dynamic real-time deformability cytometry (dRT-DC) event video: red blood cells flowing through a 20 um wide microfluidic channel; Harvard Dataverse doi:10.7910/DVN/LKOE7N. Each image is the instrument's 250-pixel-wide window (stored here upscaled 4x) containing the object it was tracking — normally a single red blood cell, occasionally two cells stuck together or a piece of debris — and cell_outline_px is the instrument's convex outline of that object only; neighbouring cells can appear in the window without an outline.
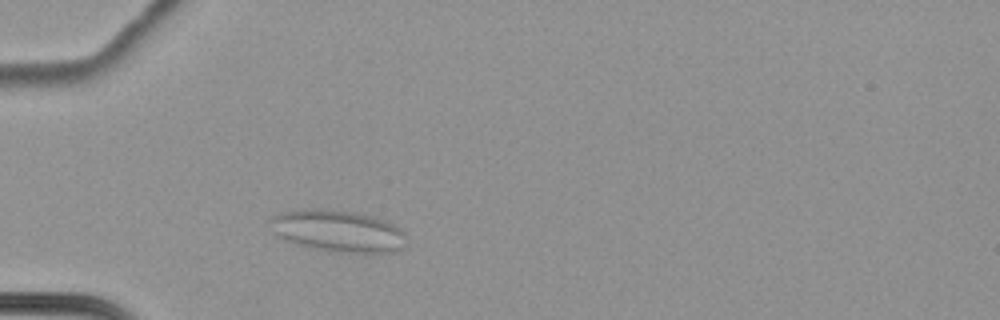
{"species": "common noctule bat (a hibernating species)", "species_latin": "Nyctalus noctula", "temperature_condition": "cold", "stored_images_in_passage": 18, "camera_frame_rate_fps": 3000, "um_per_image_px": 0.085, "animal": {"sex": "female", "body_mass_g": 22.7, "forearm_length_mm": 54.2}, "frame": {"image": 1, "passage_image": 6, "time_ms": 1.667, "image_size_px": [1000, 320], "cell_outline_px": [[404, 248], [392, 252], [368, 256], [332, 252], [304, 248], [284, 240], [276, 236], [272, 232], [268, 220], [272, 216], [280, 212], [304, 208], [320, 208], [356, 212], [372, 216], [384, 220], [400, 228], [404, 232]], "centroid_in_image_um": [28.68, 19.68], "position_along_channel_um": 56.3, "area_um2": 34.74}}
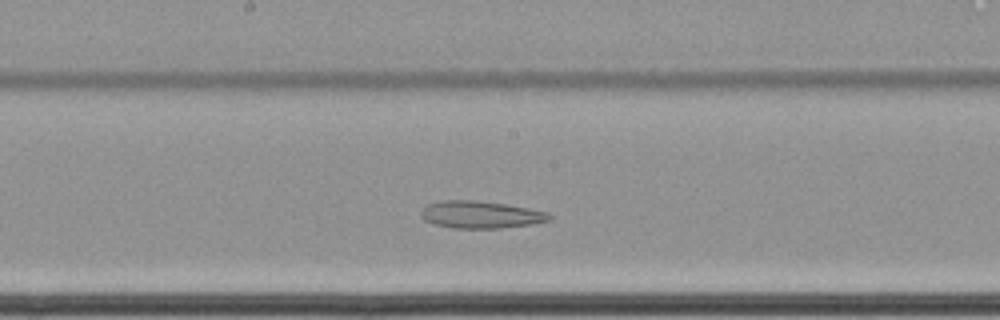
{"frame": {"image": 2, "passage_image": 16, "time_ms": 5.0, "image_size_px": [1000, 320], "cell_outline_px": [[552, 220], [528, 224], [500, 228], [452, 228], [432, 224], [424, 220], [420, 216], [420, 212], [428, 204], [440, 200], [476, 200], [504, 204], [528, 208], [548, 212], [552, 216]], "centroid_in_image_um": [40.82, 18.24], "position_along_channel_um": 207.4, "area_um2": 20.4}}